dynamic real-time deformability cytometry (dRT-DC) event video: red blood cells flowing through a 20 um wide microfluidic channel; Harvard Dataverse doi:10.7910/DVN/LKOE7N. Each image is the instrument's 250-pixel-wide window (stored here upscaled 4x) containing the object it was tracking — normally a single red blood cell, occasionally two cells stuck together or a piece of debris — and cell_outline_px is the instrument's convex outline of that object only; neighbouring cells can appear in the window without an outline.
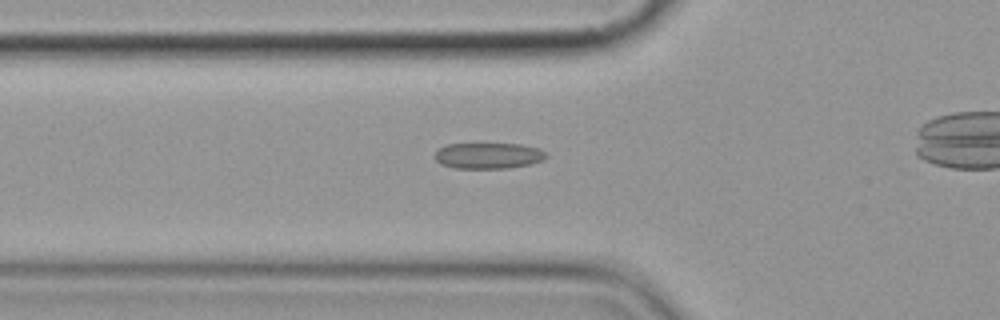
{"species": "common noctule bat (a hibernating species)", "species_latin": "Nyctalus noctula", "temperature_condition": "cold", "stored_images_in_passage": 5, "camera_frame_rate_fps": 3000, "um_per_image_px": 0.085, "animal": {"sex": "female", "body_mass_g": 19.9}, "frame": {"image": 1, "passage_image": 5, "time_ms": 5.0, "image_size_px": [1000, 320], "cell_outline_px": [[548, 156], [544, 160], [528, 164], [508, 168], [456, 168], [440, 164], [432, 156], [440, 148], [448, 144], [520, 144], [540, 148]], "centroid_in_image_um": [41.5, 13.23], "position_along_channel_um": 84.3, "area_um2": 16.82}}